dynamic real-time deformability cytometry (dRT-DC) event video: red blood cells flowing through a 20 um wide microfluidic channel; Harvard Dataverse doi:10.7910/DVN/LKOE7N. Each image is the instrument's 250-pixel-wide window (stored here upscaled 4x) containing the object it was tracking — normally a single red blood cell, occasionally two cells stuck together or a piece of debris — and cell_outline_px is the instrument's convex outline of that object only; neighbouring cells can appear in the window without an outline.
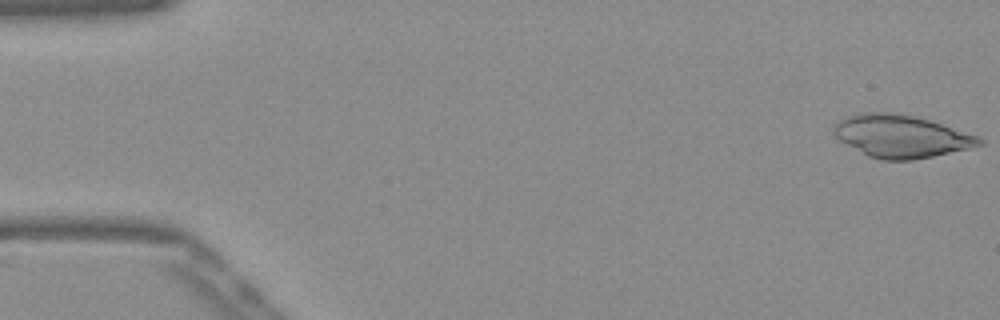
{"species": "Egyptian fruit bat (a non-hibernating species)", "species_latin": "Rousettus aegyptiacus", "temperature_condition": "warm", "stored_images_in_passage": 51, "camera_frame_rate_fps": 3000, "um_per_image_px": 0.085, "frame": {"image": 1, "passage_image": 1, "time_ms": 0.0, "image_size_px": [1000, 320], "cell_outline_px": [[984, 144], [968, 148], [932, 156], [912, 160], [880, 160], [868, 156], [836, 140], [832, 132], [832, 124], [844, 116], [856, 112], [892, 112], [912, 116], [928, 120], [980, 136], [984, 140]], "centroid_in_image_um": [76.5, 11.57], "position_along_channel_um": 8.5, "area_um2": 36.47}}